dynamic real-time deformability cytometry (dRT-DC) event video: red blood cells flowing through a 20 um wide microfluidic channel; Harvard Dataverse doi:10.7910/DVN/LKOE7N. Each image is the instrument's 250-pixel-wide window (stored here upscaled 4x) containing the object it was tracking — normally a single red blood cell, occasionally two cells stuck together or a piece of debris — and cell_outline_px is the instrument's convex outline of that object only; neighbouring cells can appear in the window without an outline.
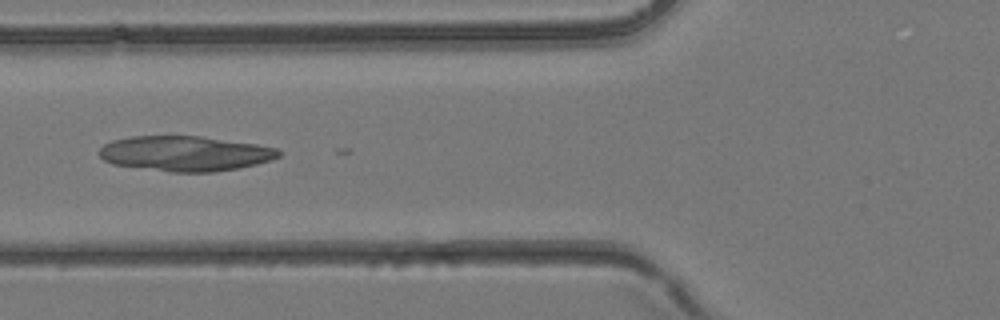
{"species": "common noctule bat (a hibernating species)", "species_latin": "Nyctalus noctula", "temperature_condition": "room temperature", "stored_images_in_passage": 2, "camera_frame_rate_fps": 3000, "um_per_image_px": 0.085, "animal": {"sex": "female", "body_mass_g": 24.6, "forearm_length_mm": 56.2}, "frame": {"image": 1, "passage_image": 2, "time_ms": 0.333, "image_size_px": [1000, 320], "cell_outline_px": [[284, 152], [280, 156], [272, 160], [240, 168], [212, 172], [172, 172], [112, 164], [104, 160], [100, 156], [100, 148], [104, 144], [112, 140], [128, 136], [200, 136], [256, 144], [276, 148]], "centroid_in_image_um": [15.75, 13.05], "position_along_channel_um": 110.0, "area_um2": 36.82}}